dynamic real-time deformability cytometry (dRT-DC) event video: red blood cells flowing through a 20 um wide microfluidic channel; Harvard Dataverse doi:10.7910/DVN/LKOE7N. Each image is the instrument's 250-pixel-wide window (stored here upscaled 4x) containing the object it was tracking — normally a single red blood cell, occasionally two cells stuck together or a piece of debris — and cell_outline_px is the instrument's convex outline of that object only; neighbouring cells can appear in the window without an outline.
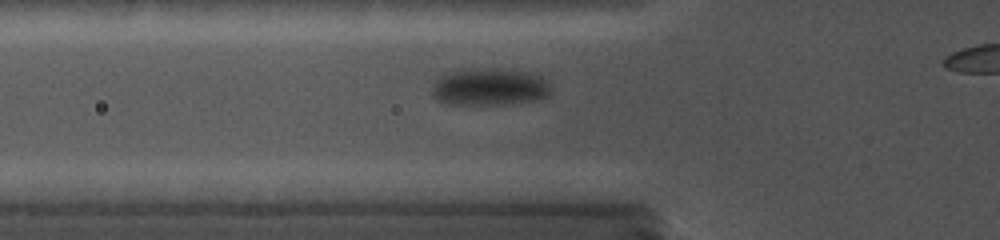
{"species": "common noctule bat (a hibernating species)", "species_latin": "Nyctalus noctula", "temperature_condition": "cold", "stored_images_in_passage": 40, "segment_of_instrument_passage": [1, 2], "camera_frame_rate_fps": 5000, "um_per_image_px": 0.085, "animal": {"sex": "female", "body_mass_g": 19.0, "forearm_length_mm": 56.7}, "frame": {"image": 1, "passage_image": 12, "time_ms": 4.0, "image_size_px": [1000, 240], "cell_outline_px": [[552, 92], [548, 96], [536, 100], [512, 104], [448, 104], [436, 100], [432, 96], [432, 84], [444, 72], [472, 68], [496, 68], [528, 72], [540, 76], [548, 84]], "centroid_in_image_um": [41.57, 7.38], "position_along_channel_um": 84.2, "area_um2": 26.18}}
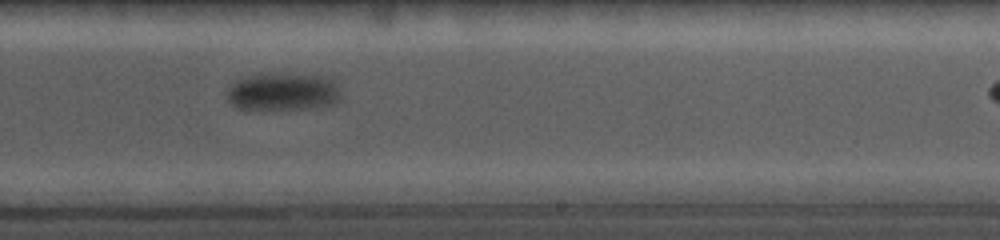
{"frame": {"image": 2, "passage_image": 27, "time_ms": 9.2, "image_size_px": [1000, 240], "cell_outline_px": [[340, 100], [336, 104], [308, 108], [236, 108], [228, 100], [228, 88], [232, 84], [240, 80], [252, 76], [336, 76], [340, 96]], "centroid_in_image_um": [24.17, 7.83], "position_along_channel_um": 264.8, "area_um2": 23.99}}
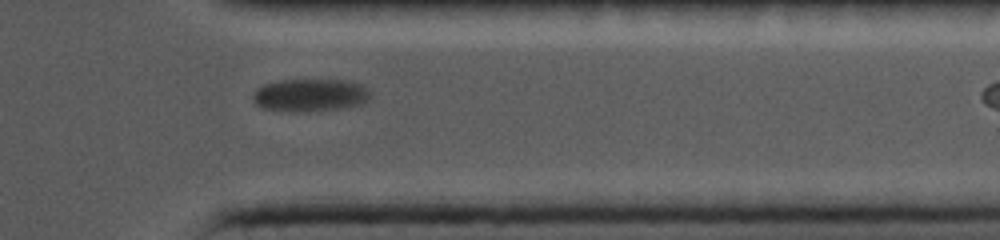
{"frame": {"image": 3, "passage_image": 37, "time_ms": 12.6, "image_size_px": [1000, 240], "cell_outline_px": [[372, 96], [364, 104], [340, 108], [300, 112], [288, 112], [260, 108], [252, 100], [252, 96], [264, 84], [280, 80], [348, 80], [360, 84], [368, 88]], "centroid_in_image_um": [26.39, 8.1], "position_along_channel_um": 385.0, "area_um2": 22.6}}